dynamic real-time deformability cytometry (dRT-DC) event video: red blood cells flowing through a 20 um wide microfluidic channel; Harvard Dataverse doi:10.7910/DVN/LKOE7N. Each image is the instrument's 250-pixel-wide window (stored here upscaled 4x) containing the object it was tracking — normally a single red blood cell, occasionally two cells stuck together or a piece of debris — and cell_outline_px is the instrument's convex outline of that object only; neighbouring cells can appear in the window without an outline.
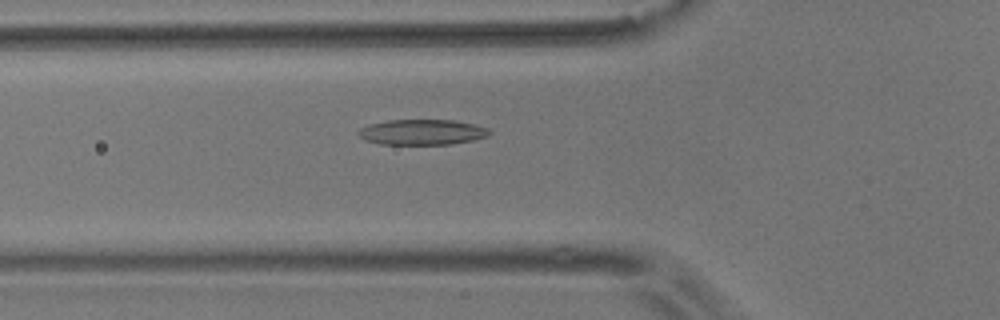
{"species": "common noctule bat (a hibernating species)", "species_latin": "Nyctalus noctula", "temperature_condition": "room temperature", "stored_images_in_passage": 51, "camera_frame_rate_fps": 3000, "um_per_image_px": 0.085, "animal": {"sex": "male", "body_mass_g": 17.9}, "frame": {"image": 1, "passage_image": 15, "time_ms": 4.667, "image_size_px": [1000, 320], "cell_outline_px": [[492, 132], [488, 136], [472, 140], [452, 144], [380, 144], [364, 140], [356, 132], [360, 128], [368, 124], [388, 120], [456, 120], [488, 128]], "centroid_in_image_um": [35.86, 11.23], "position_along_channel_um": 89.9, "area_um2": 19.48}}
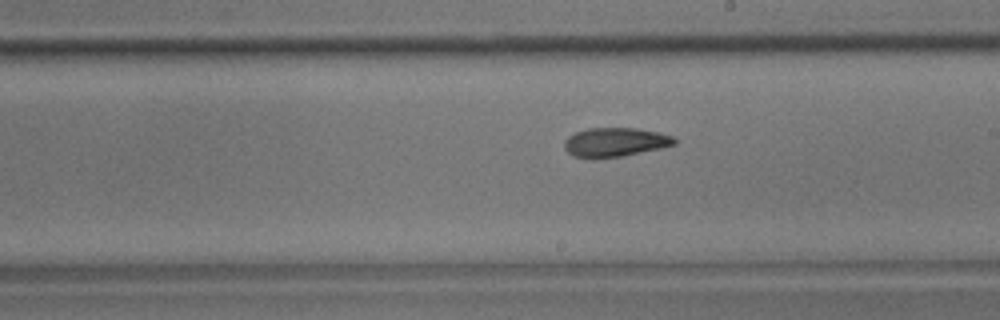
{"frame": {"image": 2, "passage_image": 27, "time_ms": 8.667, "image_size_px": [1000, 320], "cell_outline_px": [[676, 144], [660, 148], [624, 156], [596, 160], [592, 160], [572, 156], [564, 148], [564, 140], [568, 136], [576, 132], [588, 128], [636, 128], [660, 132], [672, 136], [676, 140]], "centroid_in_image_um": [52.24, 12.11], "position_along_channel_um": 236.8, "area_um2": 19.07}}
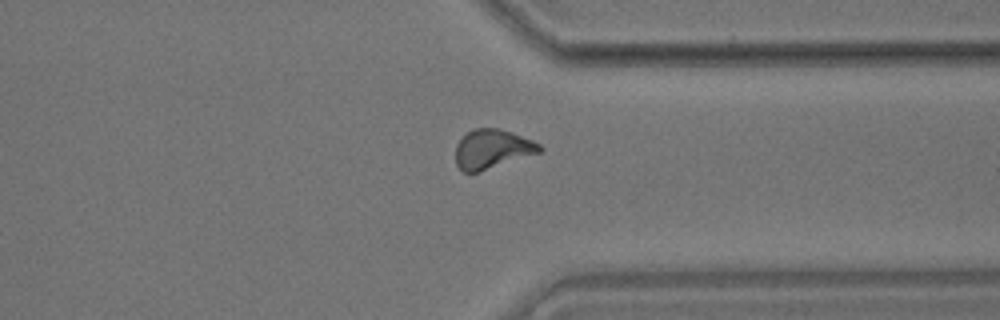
{"frame": {"image": 3, "passage_image": 38, "time_ms": 12.333, "image_size_px": [1000, 320], "cell_outline_px": [[544, 148], [540, 152], [476, 172], [464, 172], [456, 164], [456, 144], [468, 132], [476, 128], [500, 128], [512, 132], [532, 140], [540, 144]], "centroid_in_image_um": [41.84, 12.65], "position_along_channel_um": 369.6, "area_um2": 18.84}, "authors_computed_cell_mechanics": {"area_um2": 19.074, "velocity_mm_per_s": 3.6615, "shape_relaxation_time_tau1_ms": 6.1626, "shape_relaxation_time_tau2_ms": 3.6459, "deformation_change_tau1": 0.1521, "deformation_change_tau2": 0.107}}